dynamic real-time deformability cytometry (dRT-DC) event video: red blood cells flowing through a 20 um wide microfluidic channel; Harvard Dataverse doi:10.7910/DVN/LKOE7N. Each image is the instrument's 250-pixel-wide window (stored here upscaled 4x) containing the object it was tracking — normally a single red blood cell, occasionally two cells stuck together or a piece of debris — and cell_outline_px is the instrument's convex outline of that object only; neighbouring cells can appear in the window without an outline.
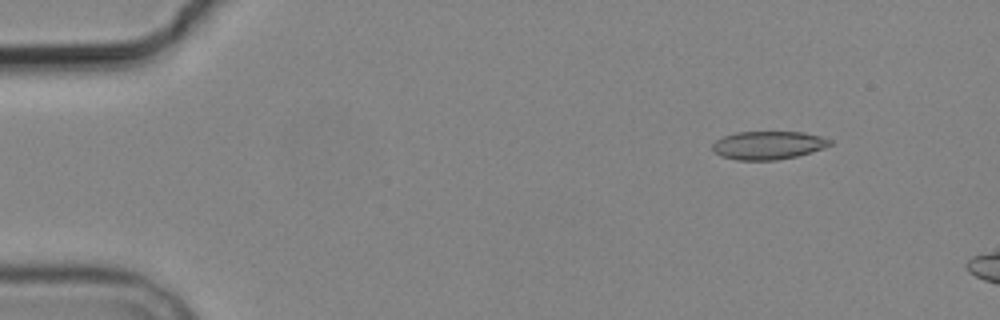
{"species": "common noctule bat (a hibernating species)", "species_latin": "Nyctalus noctula", "temperature_condition": "cold", "stored_images_in_passage": 3, "camera_frame_rate_fps": 3000, "um_per_image_px": 0.085, "animal": {"sex": "male", "body_mass_g": 19.2, "forearm_length_mm": 51.8}, "frame": {"image": 1, "passage_image": 1, "time_ms": 0.0, "image_size_px": [1000, 320], "cell_outline_px": [[832, 144], [824, 148], [812, 152], [796, 156], [776, 160], [736, 160], [720, 156], [712, 148], [712, 144], [716, 140], [724, 136], [736, 132], [804, 132], [820, 136], [832, 140]], "centroid_in_image_um": [65.3, 12.34], "position_along_channel_um": 19.7, "area_um2": 19.36}}